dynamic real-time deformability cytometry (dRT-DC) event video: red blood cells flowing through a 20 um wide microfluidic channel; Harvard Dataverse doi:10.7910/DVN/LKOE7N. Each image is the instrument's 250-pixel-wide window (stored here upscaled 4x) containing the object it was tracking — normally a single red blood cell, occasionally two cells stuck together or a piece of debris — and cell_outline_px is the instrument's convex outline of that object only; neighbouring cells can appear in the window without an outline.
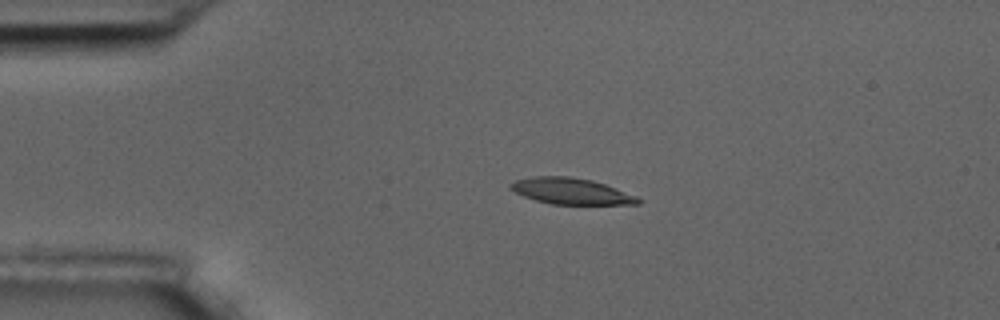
{"species": "common noctule bat (a hibernating species)", "species_latin": "Nyctalus noctula", "temperature_condition": "room temperature", "stored_images_in_passage": 4, "camera_frame_rate_fps": 3000, "um_per_image_px": 0.085, "animal": {"sex": "male", "body_mass_g": 17.5, "forearm_length_mm": 52.3}, "frame": {"image": 1, "passage_image": 3, "time_ms": 2.333, "image_size_px": [1000, 320], "cell_outline_px": [[644, 200], [640, 204], [552, 204], [536, 200], [524, 196], [508, 188], [508, 184], [516, 180], [532, 176], [568, 176], [592, 180], [616, 188], [636, 196]], "centroid_in_image_um": [48.54, 16.24], "position_along_channel_um": 36.5, "area_um2": 19.42}}